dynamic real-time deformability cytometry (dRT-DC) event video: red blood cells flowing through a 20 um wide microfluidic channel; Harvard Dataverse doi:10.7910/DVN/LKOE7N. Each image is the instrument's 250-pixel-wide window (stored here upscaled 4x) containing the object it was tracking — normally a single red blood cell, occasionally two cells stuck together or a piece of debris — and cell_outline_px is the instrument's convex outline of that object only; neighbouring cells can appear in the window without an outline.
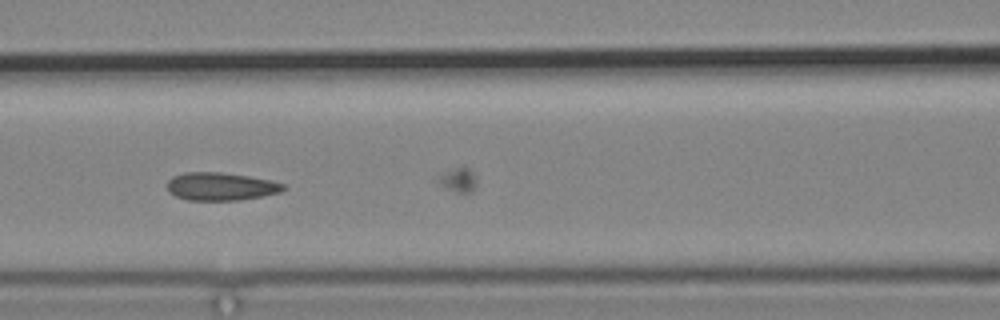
{"species": "common noctule bat (a hibernating species)", "species_latin": "Nyctalus noctula", "temperature_condition": "cold", "stored_images_in_passage": 7, "camera_frame_rate_fps": 3000, "um_per_image_px": 0.085, "animal": {"sex": "male", "body_mass_g": 19.2, "forearm_length_mm": 51.8}, "frame": {"image": 1, "passage_image": 5, "time_ms": 5.667, "image_size_px": [1000, 320], "cell_outline_px": [[288, 188], [280, 192], [264, 196], [240, 200], [188, 200], [176, 196], [168, 192], [168, 180], [172, 176], [184, 172], [220, 172], [248, 176], [268, 180], [284, 184]], "centroid_in_image_um": [18.76, 15.85], "position_along_channel_um": 147.8, "area_um2": 18.96}}
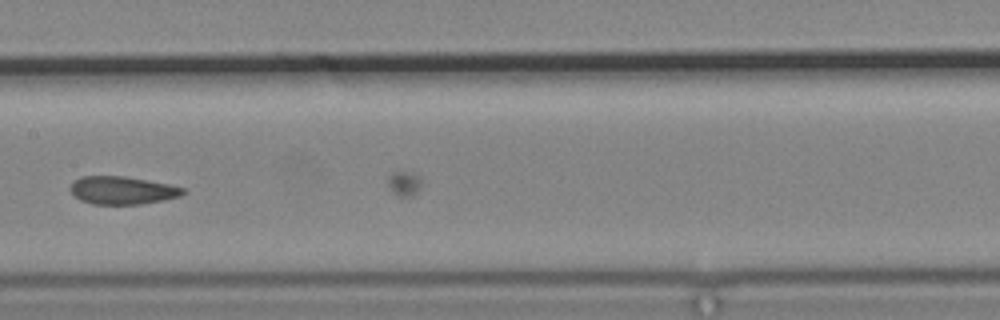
{"frame": {"image": 2, "passage_image": 6, "time_ms": 7.0, "image_size_px": [1000, 320], "cell_outline_px": [[188, 192], [180, 196], [164, 200], [140, 204], [92, 204], [80, 200], [68, 188], [80, 176], [124, 176], [168, 184], [184, 188]], "centroid_in_image_um": [10.41, 16.18], "position_along_channel_um": 197.0, "area_um2": 18.26}}